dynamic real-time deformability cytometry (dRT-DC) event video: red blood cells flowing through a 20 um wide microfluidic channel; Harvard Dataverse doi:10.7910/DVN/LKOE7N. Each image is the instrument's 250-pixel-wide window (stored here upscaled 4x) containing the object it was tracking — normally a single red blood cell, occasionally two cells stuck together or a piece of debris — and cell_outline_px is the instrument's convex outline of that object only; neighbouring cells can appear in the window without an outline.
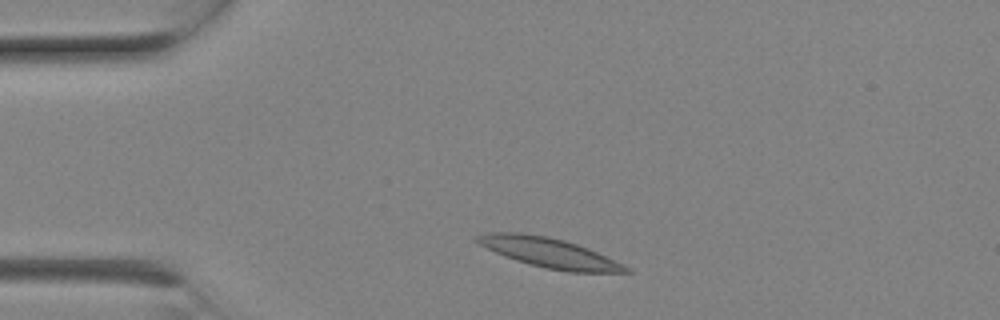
{"species": "Egyptian fruit bat (a non-hibernating species)", "species_latin": "Rousettus aegyptiacus", "temperature_condition": "room temperature", "stored_images_in_passage": 4, "camera_frame_rate_fps": 3000, "um_per_image_px": 0.085, "animal": {"sex": "female"}, "frame": {"image": 1, "passage_image": 1, "time_ms": 0.0, "image_size_px": [1000, 320], "cell_outline_px": [[632, 272], [568, 272], [544, 268], [528, 264], [504, 256], [472, 240], [472, 236], [488, 232], [520, 232], [548, 236], [564, 240], [588, 248], [628, 268]], "centroid_in_image_um": [46.57, 21.46], "position_along_channel_um": 38.4, "area_um2": 25.55}}
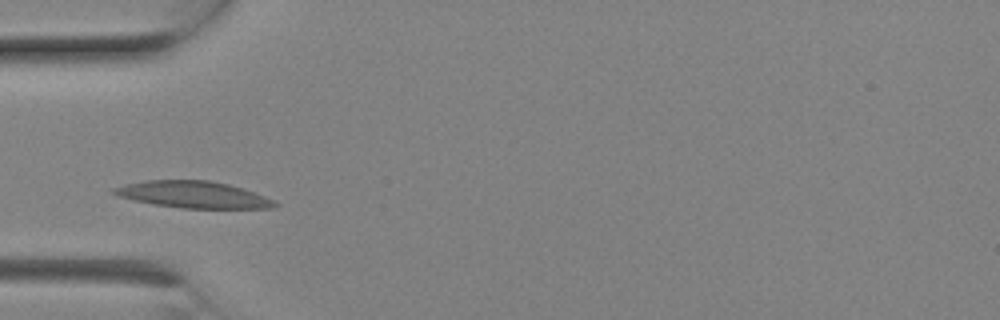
{"frame": {"image": 2, "passage_image": 3, "time_ms": 0.667, "image_size_px": [1000, 320], "cell_outline_px": [[280, 204], [276, 208], [180, 208], [152, 204], [120, 196], [108, 192], [112, 188], [144, 180], [208, 180], [228, 184], [276, 200]], "centroid_in_image_um": [16.43, 16.54], "position_along_channel_um": 68.6, "area_um2": 24.97}}
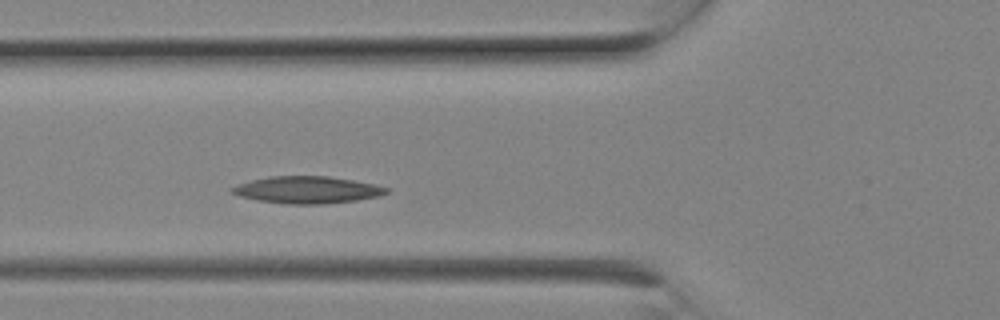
{"frame": {"image": 3, "passage_image": 4, "time_ms": 1.0, "image_size_px": [1000, 320], "cell_outline_px": [[388, 192], [380, 196], [356, 200], [320, 204], [288, 204], [256, 200], [240, 196], [228, 192], [228, 188], [236, 184], [268, 176], [328, 176], [352, 180], [372, 184], [388, 188]], "centroid_in_image_um": [26.03, 16.13], "position_along_channel_um": 99.8, "area_um2": 24.33}}